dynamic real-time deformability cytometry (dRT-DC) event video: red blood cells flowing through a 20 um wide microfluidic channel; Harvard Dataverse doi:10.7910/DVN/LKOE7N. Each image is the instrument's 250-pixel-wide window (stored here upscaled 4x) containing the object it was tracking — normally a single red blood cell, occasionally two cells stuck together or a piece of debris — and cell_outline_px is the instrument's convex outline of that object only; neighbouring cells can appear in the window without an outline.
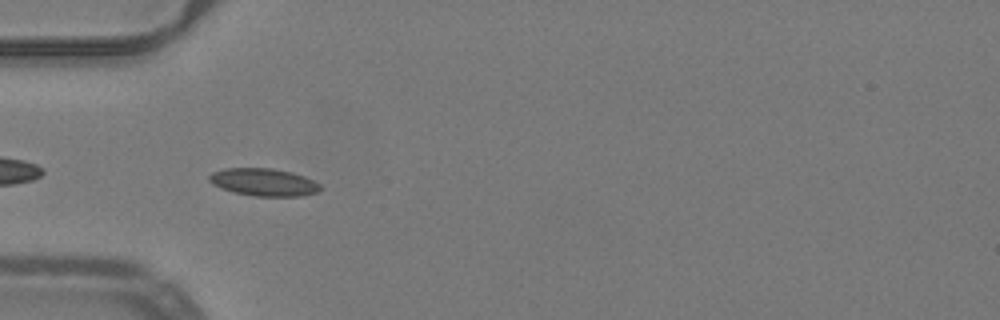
{"species": "common noctule bat (a hibernating species)", "species_latin": "Nyctalus noctula", "temperature_condition": "warm", "stored_images_in_passage": 3, "camera_frame_rate_fps": 3000, "um_per_image_px": 0.085, "animal": {"sex": "male", "body_mass_g": 19.2, "forearm_length_mm": 51.8}, "frame": {"image": 1, "passage_image": 1, "time_ms": 0.0, "image_size_px": [1000, 320], "cell_outline_px": [[320, 188], [316, 192], [300, 196], [256, 196], [236, 192], [220, 188], [212, 184], [208, 180], [208, 176], [212, 172], [224, 168], [272, 168], [292, 172], [304, 176], [320, 184]], "centroid_in_image_um": [22.38, 15.47], "position_along_channel_um": 62.6, "area_um2": 17.74}}